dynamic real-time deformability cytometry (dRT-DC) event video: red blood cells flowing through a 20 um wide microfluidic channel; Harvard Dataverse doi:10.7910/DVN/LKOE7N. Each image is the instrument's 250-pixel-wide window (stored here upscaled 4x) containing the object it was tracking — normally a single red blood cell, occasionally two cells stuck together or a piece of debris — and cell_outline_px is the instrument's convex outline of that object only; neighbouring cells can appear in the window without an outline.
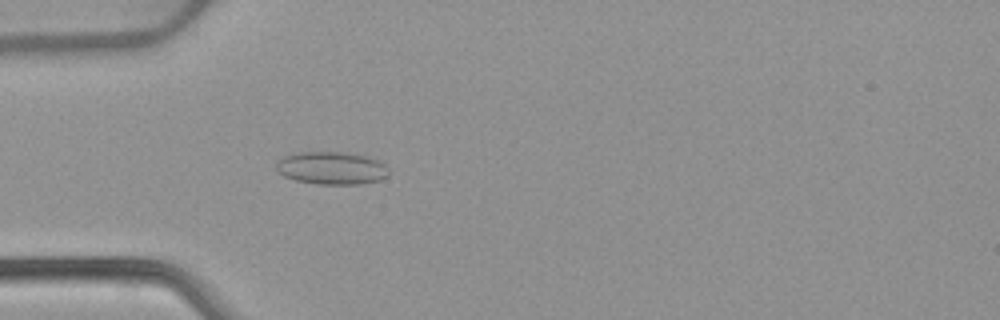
{"species": "common noctule bat (a hibernating species)", "species_latin": "Nyctalus noctula", "temperature_condition": "warm", "stored_images_in_passage": 47, "camera_frame_rate_fps": 3000, "um_per_image_px": 0.085, "animal": {"sex": "female", "body_mass_g": 22.7, "forearm_length_mm": 54.2}, "frame": {"image": 1, "passage_image": 10, "time_ms": 3.0, "image_size_px": [1000, 320], "cell_outline_px": [[388, 176], [380, 180], [360, 184], [316, 184], [296, 180], [284, 176], [276, 172], [276, 164], [284, 156], [300, 152], [344, 152], [368, 156], [384, 164], [388, 168]], "centroid_in_image_um": [28.19, 14.29], "position_along_channel_um": 56.8, "area_um2": 21.5}}
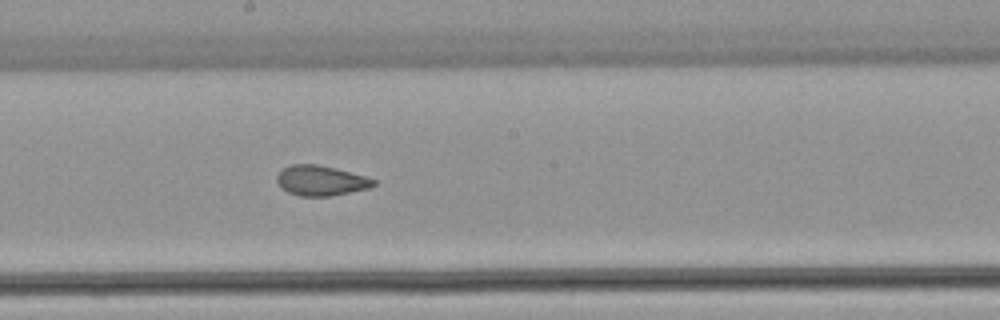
{"frame": {"image": 2, "passage_image": 23, "time_ms": 7.333, "image_size_px": [1000, 320], "cell_outline_px": [[376, 184], [368, 188], [332, 196], [300, 196], [288, 192], [276, 180], [276, 176], [284, 168], [292, 164], [316, 164], [364, 176], [376, 180]], "centroid_in_image_um": [27.27, 15.36], "position_along_channel_um": 220.9, "area_um2": 16.59}}
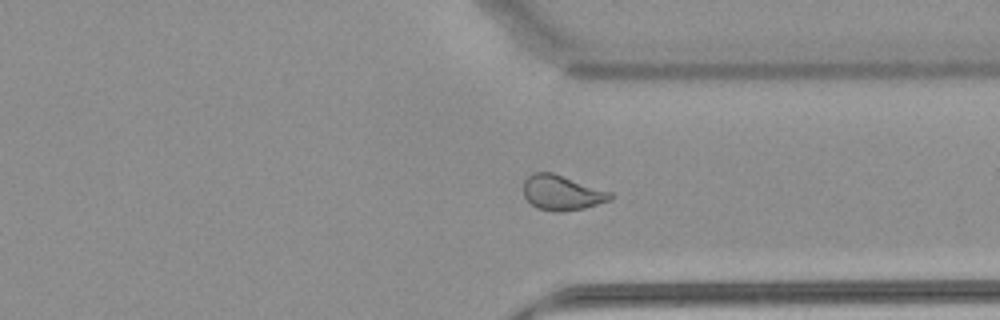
{"frame": {"image": 3, "passage_image": 34, "time_ms": 11.0, "image_size_px": [1000, 320], "cell_outline_px": [[616, 196], [612, 200], [584, 208], [556, 212], [536, 208], [524, 196], [524, 180], [532, 172], [552, 172], [612, 192]], "centroid_in_image_um": [47.79, 16.37], "position_along_channel_um": 363.6, "area_um2": 17.8}, "authors_computed_cell_mechanics": {"area_um2": 18.0336, "velocity_mm_per_s": 3.8938, "shape_relaxation_time_tau1_ms": 8.85, "shape_relaxation_time_tau2_ms": 1.0854, "deformation_change_tau1": 0.1534, "deformation_change_tau2": 0.0536}}